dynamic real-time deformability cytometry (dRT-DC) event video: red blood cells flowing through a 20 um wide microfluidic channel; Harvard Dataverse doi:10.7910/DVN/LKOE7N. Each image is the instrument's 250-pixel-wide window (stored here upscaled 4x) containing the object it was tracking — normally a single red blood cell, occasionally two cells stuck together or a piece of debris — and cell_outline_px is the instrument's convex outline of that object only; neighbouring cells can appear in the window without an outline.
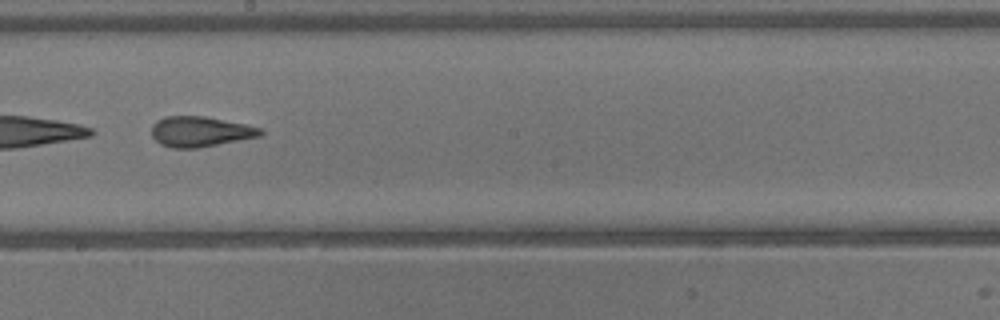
{"species": "common noctule bat (a hibernating species)", "species_latin": "Nyctalus noctula", "temperature_condition": "warm", "stored_images_in_passage": 38, "camera_frame_rate_fps": 3000, "um_per_image_px": 0.085, "animal": {"sex": "male", "body_mass_g": 13.3}, "frame": {"image": 1, "passage_image": 22, "time_ms": 7.0, "image_size_px": [1000, 320], "cell_outline_px": [[264, 132], [260, 136], [196, 148], [172, 148], [160, 144], [152, 136], [152, 124], [156, 120], [164, 116], [204, 116], [244, 124], [260, 128]], "centroid_in_image_um": [16.97, 11.18], "position_along_channel_um": 231.2, "area_um2": 19.07}}
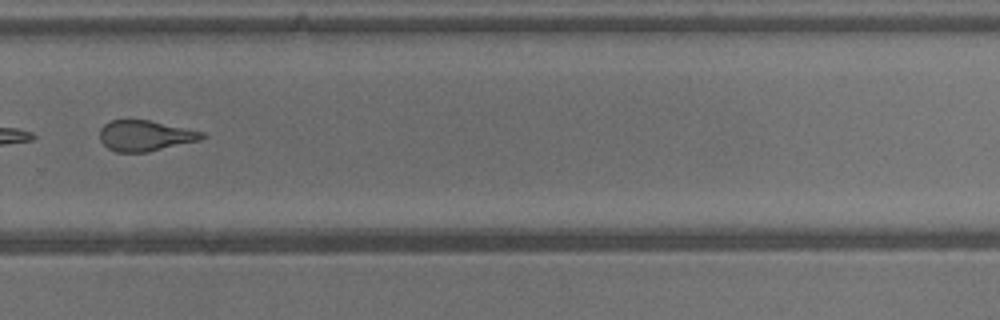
{"frame": {"image": 2, "passage_image": 27, "time_ms": 8.667, "image_size_px": [1000, 320], "cell_outline_px": [[208, 136], [200, 140], [148, 152], [116, 152], [108, 148], [100, 140], [100, 128], [104, 124], [112, 120], [148, 120], [204, 132]], "centroid_in_image_um": [12.35, 11.54], "position_along_channel_um": 317.5, "area_um2": 18.21}}